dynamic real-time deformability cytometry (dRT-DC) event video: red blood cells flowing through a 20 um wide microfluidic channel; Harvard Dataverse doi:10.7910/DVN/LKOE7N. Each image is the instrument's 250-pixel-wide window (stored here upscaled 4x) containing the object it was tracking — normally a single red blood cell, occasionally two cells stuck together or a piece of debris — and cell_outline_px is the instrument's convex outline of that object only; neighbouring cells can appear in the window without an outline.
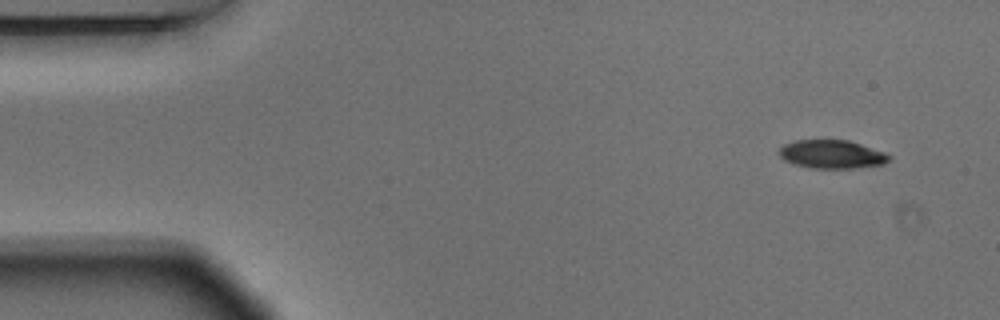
{"species": "Egyptian fruit bat (a non-hibernating species)", "species_latin": "Rousettus aegyptiacus", "temperature_condition": "warm", "stored_images_in_passage": 4, "camera_frame_rate_fps": 3000, "um_per_image_px": 0.085, "animal": {"sex": "male"}, "frame": {"image": 1, "passage_image": 1, "time_ms": 0.0, "image_size_px": [1000, 320], "cell_outline_px": [[892, 156], [884, 164], [856, 168], [812, 168], [792, 164], [784, 160], [776, 152], [784, 144], [796, 140], [848, 140], [884, 152]], "centroid_in_image_um": [70.67, 13.12], "position_along_channel_um": 14.3, "area_um2": 18.26}}
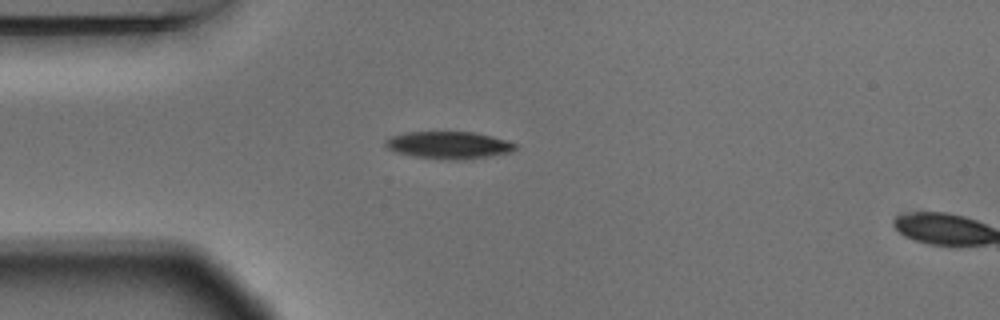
{"frame": {"image": 2, "passage_image": 3, "time_ms": 0.667, "image_size_px": [1000, 320], "cell_outline_px": [[516, 148], [512, 152], [488, 156], [460, 160], [444, 160], [416, 156], [396, 152], [388, 148], [384, 144], [384, 140], [392, 136], [404, 132], [472, 132], [492, 136], [516, 144]], "centroid_in_image_um": [38.12, 12.33], "position_along_channel_um": 46.9, "area_um2": 20.52}}